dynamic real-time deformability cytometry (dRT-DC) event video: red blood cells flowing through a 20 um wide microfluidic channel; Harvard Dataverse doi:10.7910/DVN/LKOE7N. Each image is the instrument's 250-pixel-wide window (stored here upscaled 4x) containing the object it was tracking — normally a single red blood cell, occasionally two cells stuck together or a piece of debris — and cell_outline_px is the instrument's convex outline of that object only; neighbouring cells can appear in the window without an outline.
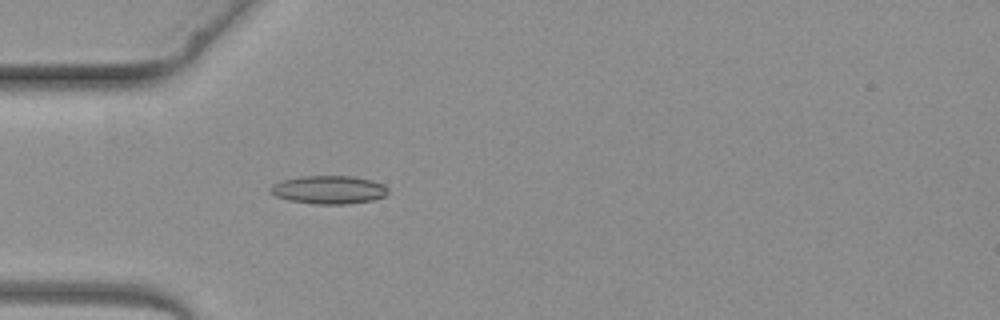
{"species": "common noctule bat (a hibernating species)", "species_latin": "Nyctalus noctula", "temperature_condition": "warm", "stored_images_in_passage": 5, "camera_frame_rate_fps": 3000, "um_per_image_px": 0.085, "animal": {"sex": "female", "body_mass_g": 19.3, "forearm_length_mm": 54.1}, "frame": {"image": 1, "passage_image": 5, "time_ms": 4.667, "image_size_px": [1000, 320], "cell_outline_px": [[388, 192], [384, 196], [372, 200], [344, 204], [316, 204], [288, 200], [276, 196], [268, 192], [268, 188], [272, 184], [284, 180], [300, 176], [352, 176], [372, 180], [384, 184], [388, 188]], "centroid_in_image_um": [27.92, 16.12], "position_along_channel_um": 57.1, "area_um2": 19.42}}